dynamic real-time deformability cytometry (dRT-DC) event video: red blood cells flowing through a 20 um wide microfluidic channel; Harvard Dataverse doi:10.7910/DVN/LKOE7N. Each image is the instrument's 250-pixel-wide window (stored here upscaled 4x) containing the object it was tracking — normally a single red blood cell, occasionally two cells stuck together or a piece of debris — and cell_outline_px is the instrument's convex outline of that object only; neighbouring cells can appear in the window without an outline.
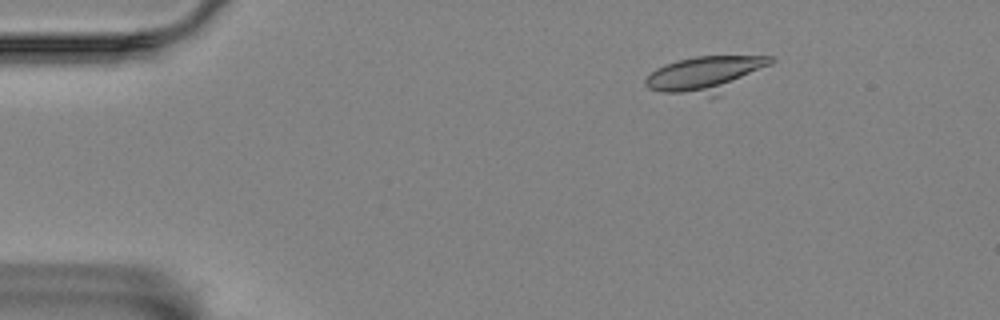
{"species": "Egyptian fruit bat (a non-hibernating species)", "species_latin": "Rousettus aegyptiacus", "temperature_condition": "room temperature", "stored_images_in_passage": 52, "camera_frame_rate_fps": 3000, "um_per_image_px": 0.085, "animal": {"sex": "female"}, "frame": {"image": 1, "passage_image": 2, "time_ms": 0.333, "image_size_px": [1000, 320], "cell_outline_px": [[776, 60], [772, 64], [720, 96], [708, 96], [660, 92], [648, 88], [644, 84], [644, 80], [656, 68], [664, 64], [676, 60], [696, 56], [772, 56]], "centroid_in_image_um": [60.0, 6.32], "position_along_channel_um": 25.0, "area_um2": 26.65}}
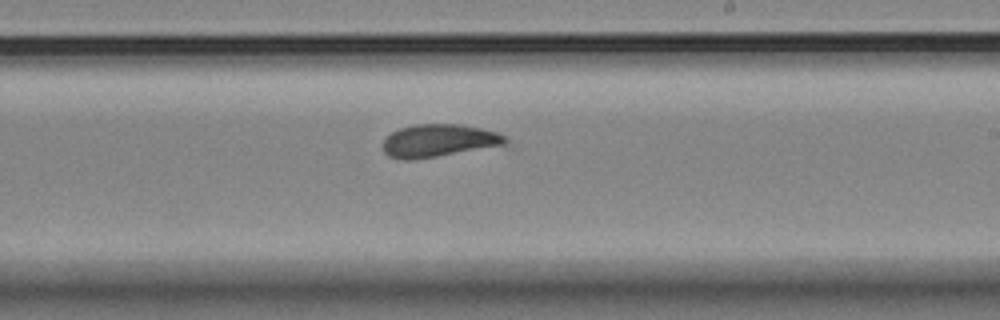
{"frame": {"image": 2, "passage_image": 28, "time_ms": 9.0, "image_size_px": [1000, 320], "cell_outline_px": [[508, 140], [504, 144], [436, 156], [412, 160], [400, 160], [388, 156], [384, 152], [384, 140], [392, 132], [400, 128], [412, 124], [460, 124], [480, 128], [496, 132], [504, 136]], "centroid_in_image_um": [37.23, 11.95], "position_along_channel_um": 251.8, "area_um2": 22.95}}
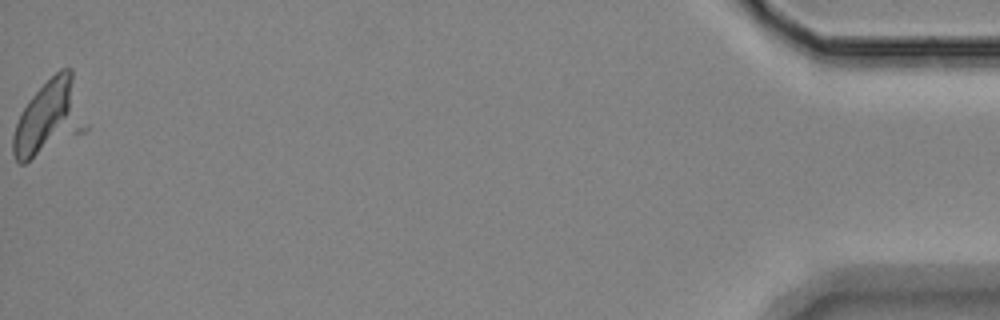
{"frame": {"image": 3, "passage_image": 52, "time_ms": 17.0, "image_size_px": [1000, 320], "cell_outline_px": [[88, 128], [84, 132], [24, 164], [20, 164], [16, 160], [12, 152], [12, 136], [16, 124], [28, 100], [60, 68], [72, 68], [88, 124]], "centroid_in_image_um": [4.22, 10.01], "position_along_channel_um": 431.0, "area_um2": 31.96}, "authors_computed_cell_mechanics": {"area_um2": 23.7558, "velocity_mm_per_s": 3.4131, "shape_relaxation_time_tau1_ms": 10.5248, "shape_relaxation_time_tau2_ms": 2.8175, "deformation_change_tau1": 0.2052, "deformation_change_tau2": 0.0732}}